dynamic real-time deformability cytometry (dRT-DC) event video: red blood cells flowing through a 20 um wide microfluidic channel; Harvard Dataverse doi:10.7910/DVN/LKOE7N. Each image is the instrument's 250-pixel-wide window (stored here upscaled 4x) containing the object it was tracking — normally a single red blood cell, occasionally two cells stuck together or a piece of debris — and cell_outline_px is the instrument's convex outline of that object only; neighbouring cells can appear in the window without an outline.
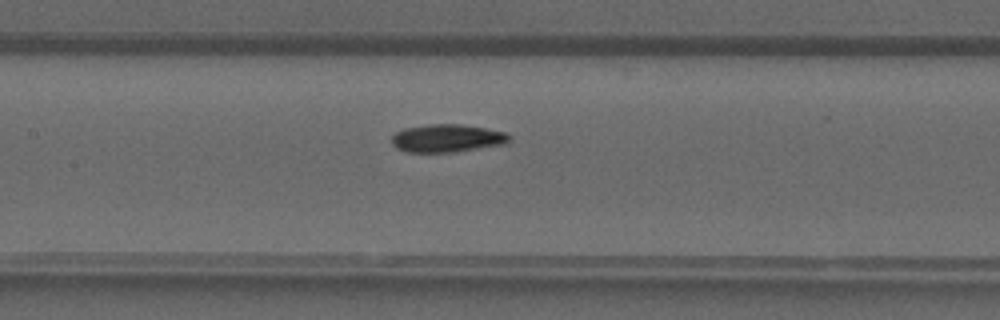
{"species": "common noctule bat (a hibernating species)", "species_latin": "Nyctalus noctula", "temperature_condition": "warm", "stored_images_in_passage": 29, "camera_frame_rate_fps": 3000, "um_per_image_px": 0.085, "animal": {"sex": "male", "forearm_length_mm": 52.5}, "frame": {"image": 1, "passage_image": 12, "time_ms": 3.667, "image_size_px": [1000, 320], "cell_outline_px": [[508, 140], [504, 144], [452, 152], [408, 152], [396, 148], [392, 144], [392, 136], [396, 132], [404, 128], [428, 124], [460, 124], [484, 128], [504, 132], [508, 136]], "centroid_in_image_um": [37.93, 11.75], "position_along_channel_um": 169.5, "area_um2": 18.84}}
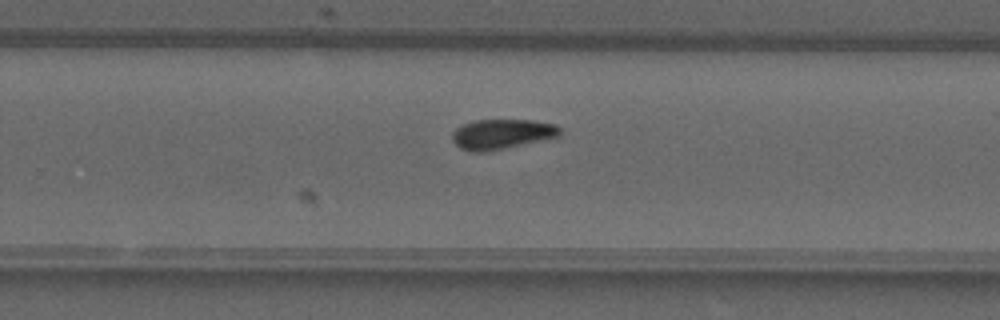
{"frame": {"image": 2, "passage_image": 19, "time_ms": 6.0, "image_size_px": [1000, 320], "cell_outline_px": [[560, 136], [504, 148], [480, 152], [468, 152], [460, 148], [452, 140], [452, 132], [456, 128], [472, 120], [532, 120], [556, 124], [560, 128]], "centroid_in_image_um": [42.63, 11.39], "position_along_channel_um": 287.2, "area_um2": 18.73}}
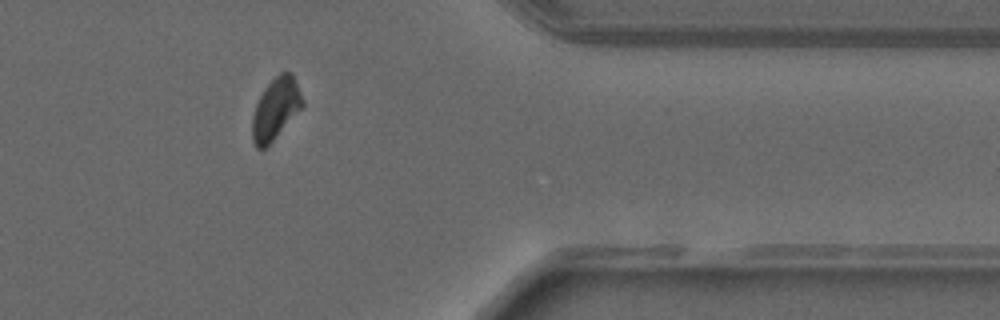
{"frame": {"image": 3, "passage_image": 26, "time_ms": 8.333, "image_size_px": [1000, 320], "cell_outline_px": [[304, 104], [272, 140], [264, 148], [256, 148], [252, 140], [252, 116], [256, 104], [264, 88], [280, 72], [292, 72], [304, 100]], "centroid_in_image_um": [23.42, 9.21], "position_along_channel_um": 388.0, "area_um2": 17.57}}